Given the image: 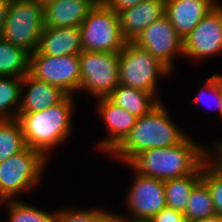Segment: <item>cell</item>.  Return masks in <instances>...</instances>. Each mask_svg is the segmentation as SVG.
Returning <instances> with one entry per match:
<instances>
[{"instance_id":"f546056e","label":"cell","mask_w":222,"mask_h":222,"mask_svg":"<svg viewBox=\"0 0 222 222\" xmlns=\"http://www.w3.org/2000/svg\"><path fill=\"white\" fill-rule=\"evenodd\" d=\"M218 140L216 143H215V141L213 142L212 146H214V147H212V149L207 148V158L216 168H218L220 171H222V140L221 141H220V139H218ZM212 155H215L216 158L213 157Z\"/></svg>"},{"instance_id":"5b68a950","label":"cell","mask_w":222,"mask_h":222,"mask_svg":"<svg viewBox=\"0 0 222 222\" xmlns=\"http://www.w3.org/2000/svg\"><path fill=\"white\" fill-rule=\"evenodd\" d=\"M119 84L158 95V77L171 74V70L149 51L126 42L119 52Z\"/></svg>"},{"instance_id":"d6986e66","label":"cell","mask_w":222,"mask_h":222,"mask_svg":"<svg viewBox=\"0 0 222 222\" xmlns=\"http://www.w3.org/2000/svg\"><path fill=\"white\" fill-rule=\"evenodd\" d=\"M154 93L118 84L107 98L136 117L151 112L162 101Z\"/></svg>"},{"instance_id":"e0dca14e","label":"cell","mask_w":222,"mask_h":222,"mask_svg":"<svg viewBox=\"0 0 222 222\" xmlns=\"http://www.w3.org/2000/svg\"><path fill=\"white\" fill-rule=\"evenodd\" d=\"M96 0H57L44 7V27H79Z\"/></svg>"},{"instance_id":"4316f807","label":"cell","mask_w":222,"mask_h":222,"mask_svg":"<svg viewBox=\"0 0 222 222\" xmlns=\"http://www.w3.org/2000/svg\"><path fill=\"white\" fill-rule=\"evenodd\" d=\"M56 222H107L115 213L105 209L57 210Z\"/></svg>"},{"instance_id":"603a6c76","label":"cell","mask_w":222,"mask_h":222,"mask_svg":"<svg viewBox=\"0 0 222 222\" xmlns=\"http://www.w3.org/2000/svg\"><path fill=\"white\" fill-rule=\"evenodd\" d=\"M0 203H5L4 205L7 206L9 217L6 222H56L57 212L42 210L30 203L28 204L21 198L4 200Z\"/></svg>"},{"instance_id":"83f0119b","label":"cell","mask_w":222,"mask_h":222,"mask_svg":"<svg viewBox=\"0 0 222 222\" xmlns=\"http://www.w3.org/2000/svg\"><path fill=\"white\" fill-rule=\"evenodd\" d=\"M205 92L210 93L208 94V96L211 95V98L214 99L213 100L214 103L213 102L212 103L215 106H212V107H215L217 109L218 114L221 118V109H222V75L221 74L214 73L208 79H206V82L201 88L199 94L196 95V97L194 98L195 104H199V103H202L203 105L207 104L206 102L207 97H206ZM209 103L211 102L209 101Z\"/></svg>"},{"instance_id":"f1b7e54d","label":"cell","mask_w":222,"mask_h":222,"mask_svg":"<svg viewBox=\"0 0 222 222\" xmlns=\"http://www.w3.org/2000/svg\"><path fill=\"white\" fill-rule=\"evenodd\" d=\"M184 214L172 208L165 207L154 215L148 222H183Z\"/></svg>"},{"instance_id":"2e32d148","label":"cell","mask_w":222,"mask_h":222,"mask_svg":"<svg viewBox=\"0 0 222 222\" xmlns=\"http://www.w3.org/2000/svg\"><path fill=\"white\" fill-rule=\"evenodd\" d=\"M67 95L61 88L35 79L28 73L22 80L21 102L18 114L48 109L61 102Z\"/></svg>"},{"instance_id":"d590c367","label":"cell","mask_w":222,"mask_h":222,"mask_svg":"<svg viewBox=\"0 0 222 222\" xmlns=\"http://www.w3.org/2000/svg\"><path fill=\"white\" fill-rule=\"evenodd\" d=\"M213 2H215L217 5H222V3L219 2V0H212Z\"/></svg>"},{"instance_id":"e575fe53","label":"cell","mask_w":222,"mask_h":222,"mask_svg":"<svg viewBox=\"0 0 222 222\" xmlns=\"http://www.w3.org/2000/svg\"><path fill=\"white\" fill-rule=\"evenodd\" d=\"M107 222H125L118 218L115 214Z\"/></svg>"},{"instance_id":"d4e9b609","label":"cell","mask_w":222,"mask_h":222,"mask_svg":"<svg viewBox=\"0 0 222 222\" xmlns=\"http://www.w3.org/2000/svg\"><path fill=\"white\" fill-rule=\"evenodd\" d=\"M183 214L185 219L189 221L204 219L215 215V208L210 191L202 180L193 188Z\"/></svg>"},{"instance_id":"484cf974","label":"cell","mask_w":222,"mask_h":222,"mask_svg":"<svg viewBox=\"0 0 222 222\" xmlns=\"http://www.w3.org/2000/svg\"><path fill=\"white\" fill-rule=\"evenodd\" d=\"M201 180L207 185L215 208V214L222 217V171L208 158L202 164Z\"/></svg>"},{"instance_id":"3957f363","label":"cell","mask_w":222,"mask_h":222,"mask_svg":"<svg viewBox=\"0 0 222 222\" xmlns=\"http://www.w3.org/2000/svg\"><path fill=\"white\" fill-rule=\"evenodd\" d=\"M74 99L73 95H67L48 109L18 114L26 146L40 151L49 160L50 152L72 134Z\"/></svg>"},{"instance_id":"5bb4252c","label":"cell","mask_w":222,"mask_h":222,"mask_svg":"<svg viewBox=\"0 0 222 222\" xmlns=\"http://www.w3.org/2000/svg\"><path fill=\"white\" fill-rule=\"evenodd\" d=\"M166 0H143L134 7L117 13L120 31L127 42H133L137 36L154 21L165 15Z\"/></svg>"},{"instance_id":"1f68e13d","label":"cell","mask_w":222,"mask_h":222,"mask_svg":"<svg viewBox=\"0 0 222 222\" xmlns=\"http://www.w3.org/2000/svg\"><path fill=\"white\" fill-rule=\"evenodd\" d=\"M10 0H0V38L2 37Z\"/></svg>"},{"instance_id":"9a60e30c","label":"cell","mask_w":222,"mask_h":222,"mask_svg":"<svg viewBox=\"0 0 222 222\" xmlns=\"http://www.w3.org/2000/svg\"><path fill=\"white\" fill-rule=\"evenodd\" d=\"M216 6L212 0H166L165 16L184 39Z\"/></svg>"},{"instance_id":"8d00e7d4","label":"cell","mask_w":222,"mask_h":222,"mask_svg":"<svg viewBox=\"0 0 222 222\" xmlns=\"http://www.w3.org/2000/svg\"><path fill=\"white\" fill-rule=\"evenodd\" d=\"M98 3L105 2V0H96Z\"/></svg>"},{"instance_id":"30bf717a","label":"cell","mask_w":222,"mask_h":222,"mask_svg":"<svg viewBox=\"0 0 222 222\" xmlns=\"http://www.w3.org/2000/svg\"><path fill=\"white\" fill-rule=\"evenodd\" d=\"M134 175V181L125 198V206L131 216L127 219L122 214L115 215L125 222H148L166 207L164 181L143 176L136 171Z\"/></svg>"},{"instance_id":"52a82bcc","label":"cell","mask_w":222,"mask_h":222,"mask_svg":"<svg viewBox=\"0 0 222 222\" xmlns=\"http://www.w3.org/2000/svg\"><path fill=\"white\" fill-rule=\"evenodd\" d=\"M79 27L84 51L120 52L127 42L117 13L104 2L97 3Z\"/></svg>"},{"instance_id":"8992f818","label":"cell","mask_w":222,"mask_h":222,"mask_svg":"<svg viewBox=\"0 0 222 222\" xmlns=\"http://www.w3.org/2000/svg\"><path fill=\"white\" fill-rule=\"evenodd\" d=\"M44 8L36 0H10L2 38L30 54L38 50Z\"/></svg>"},{"instance_id":"d6a6232c","label":"cell","mask_w":222,"mask_h":222,"mask_svg":"<svg viewBox=\"0 0 222 222\" xmlns=\"http://www.w3.org/2000/svg\"><path fill=\"white\" fill-rule=\"evenodd\" d=\"M190 222H222V217L219 215H213L204 219L192 220Z\"/></svg>"},{"instance_id":"cb8c5ba5","label":"cell","mask_w":222,"mask_h":222,"mask_svg":"<svg viewBox=\"0 0 222 222\" xmlns=\"http://www.w3.org/2000/svg\"><path fill=\"white\" fill-rule=\"evenodd\" d=\"M26 147L19 121L0 120V162L20 153Z\"/></svg>"},{"instance_id":"44dd1931","label":"cell","mask_w":222,"mask_h":222,"mask_svg":"<svg viewBox=\"0 0 222 222\" xmlns=\"http://www.w3.org/2000/svg\"><path fill=\"white\" fill-rule=\"evenodd\" d=\"M30 53L0 38V76L23 78L29 73Z\"/></svg>"},{"instance_id":"ba28073f","label":"cell","mask_w":222,"mask_h":222,"mask_svg":"<svg viewBox=\"0 0 222 222\" xmlns=\"http://www.w3.org/2000/svg\"><path fill=\"white\" fill-rule=\"evenodd\" d=\"M119 52L82 51L79 54L80 92L107 97L119 84Z\"/></svg>"},{"instance_id":"4dcf8cb0","label":"cell","mask_w":222,"mask_h":222,"mask_svg":"<svg viewBox=\"0 0 222 222\" xmlns=\"http://www.w3.org/2000/svg\"><path fill=\"white\" fill-rule=\"evenodd\" d=\"M143 0H105V4L116 13L124 9L134 7Z\"/></svg>"},{"instance_id":"ffe728a7","label":"cell","mask_w":222,"mask_h":222,"mask_svg":"<svg viewBox=\"0 0 222 222\" xmlns=\"http://www.w3.org/2000/svg\"><path fill=\"white\" fill-rule=\"evenodd\" d=\"M202 165L193 173L181 178L164 180L166 207L185 212L193 188L201 181Z\"/></svg>"},{"instance_id":"8fae6325","label":"cell","mask_w":222,"mask_h":222,"mask_svg":"<svg viewBox=\"0 0 222 222\" xmlns=\"http://www.w3.org/2000/svg\"><path fill=\"white\" fill-rule=\"evenodd\" d=\"M222 54V5H217L183 39V56L194 61Z\"/></svg>"},{"instance_id":"7c38bea8","label":"cell","mask_w":222,"mask_h":222,"mask_svg":"<svg viewBox=\"0 0 222 222\" xmlns=\"http://www.w3.org/2000/svg\"><path fill=\"white\" fill-rule=\"evenodd\" d=\"M133 42L149 51L171 71L174 70L175 56H183V39L165 15L148 25Z\"/></svg>"},{"instance_id":"9c48e42d","label":"cell","mask_w":222,"mask_h":222,"mask_svg":"<svg viewBox=\"0 0 222 222\" xmlns=\"http://www.w3.org/2000/svg\"><path fill=\"white\" fill-rule=\"evenodd\" d=\"M29 74L61 88L68 95L75 96L80 91L79 55L50 56L36 50L30 54Z\"/></svg>"},{"instance_id":"7a4b0ae2","label":"cell","mask_w":222,"mask_h":222,"mask_svg":"<svg viewBox=\"0 0 222 222\" xmlns=\"http://www.w3.org/2000/svg\"><path fill=\"white\" fill-rule=\"evenodd\" d=\"M207 147L188 136L177 146L153 148L138 154L129 164L133 171L160 180L193 174L207 159Z\"/></svg>"},{"instance_id":"7402d4cb","label":"cell","mask_w":222,"mask_h":222,"mask_svg":"<svg viewBox=\"0 0 222 222\" xmlns=\"http://www.w3.org/2000/svg\"><path fill=\"white\" fill-rule=\"evenodd\" d=\"M23 78L0 76V120L17 119Z\"/></svg>"},{"instance_id":"6da1fadb","label":"cell","mask_w":222,"mask_h":222,"mask_svg":"<svg viewBox=\"0 0 222 222\" xmlns=\"http://www.w3.org/2000/svg\"><path fill=\"white\" fill-rule=\"evenodd\" d=\"M163 102L137 118L125 139L110 153L121 164H129L138 154L153 148H168L182 143L188 135L171 120Z\"/></svg>"},{"instance_id":"277c9868","label":"cell","mask_w":222,"mask_h":222,"mask_svg":"<svg viewBox=\"0 0 222 222\" xmlns=\"http://www.w3.org/2000/svg\"><path fill=\"white\" fill-rule=\"evenodd\" d=\"M48 159L38 150L26 147L0 162V202L18 198V193L40 184Z\"/></svg>"},{"instance_id":"836d02e7","label":"cell","mask_w":222,"mask_h":222,"mask_svg":"<svg viewBox=\"0 0 222 222\" xmlns=\"http://www.w3.org/2000/svg\"><path fill=\"white\" fill-rule=\"evenodd\" d=\"M43 8L46 7L48 4L55 2L57 0H36Z\"/></svg>"},{"instance_id":"4fadbf2b","label":"cell","mask_w":222,"mask_h":222,"mask_svg":"<svg viewBox=\"0 0 222 222\" xmlns=\"http://www.w3.org/2000/svg\"><path fill=\"white\" fill-rule=\"evenodd\" d=\"M96 109L109 133L96 145L98 150L110 154L130 133L138 117L115 105L107 97L97 99Z\"/></svg>"},{"instance_id":"ac0fdd59","label":"cell","mask_w":222,"mask_h":222,"mask_svg":"<svg viewBox=\"0 0 222 222\" xmlns=\"http://www.w3.org/2000/svg\"><path fill=\"white\" fill-rule=\"evenodd\" d=\"M38 51L50 56L79 55L83 51L80 27H44Z\"/></svg>"}]
</instances>
